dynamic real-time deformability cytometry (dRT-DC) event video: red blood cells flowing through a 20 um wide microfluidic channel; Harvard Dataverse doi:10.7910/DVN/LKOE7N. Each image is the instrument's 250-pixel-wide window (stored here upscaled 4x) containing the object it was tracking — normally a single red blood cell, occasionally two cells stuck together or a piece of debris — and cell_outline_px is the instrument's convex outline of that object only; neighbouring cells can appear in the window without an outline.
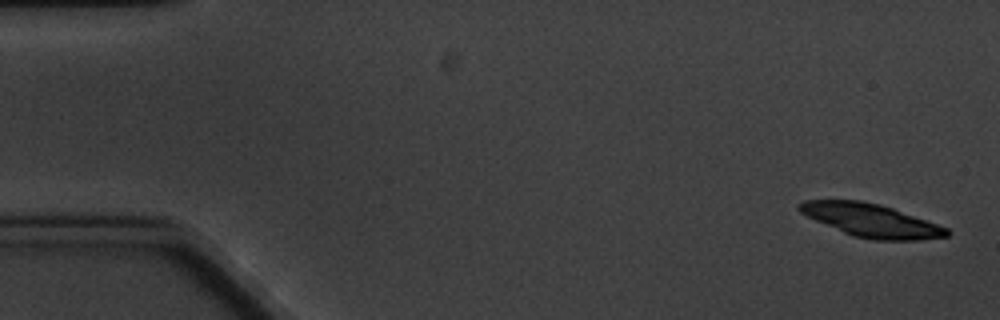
{"species": "common noctule bat (a hibernating species)", "species_latin": "Nyctalus noctula", "temperature_condition": "cold", "stored_images_in_passage": 8, "camera_frame_rate_fps": 3000, "um_per_image_px": 0.085, "animal": {"sex": "male", "body_mass_g": 20.1, "forearm_length_mm": 53.5}, "frame": {"image": 1, "passage_image": 1, "time_ms": 0.0, "image_size_px": [1000, 320], "cell_outline_px": [[948, 236], [920, 240], [872, 240], [852, 236], [816, 220], [800, 212], [796, 208], [796, 204], [804, 200], [860, 200], [880, 204], [892, 208], [948, 228]], "centroid_in_image_um": [74.01, 18.73], "position_along_channel_um": 11.0, "area_um2": 28.26}}
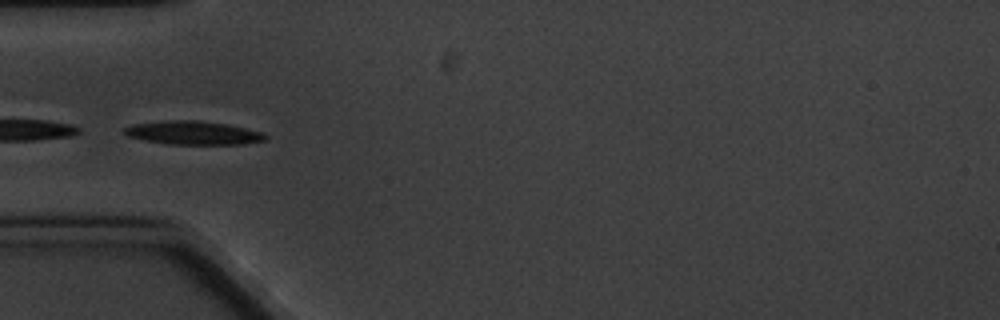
{"frame": {"image": 2, "passage_image": 6, "time_ms": 5.667, "image_size_px": [1000, 320], "cell_outline_px": [[268, 136], [264, 140], [244, 144], [168, 144], [144, 140], [128, 136], [124, 132], [124, 128], [132, 124], [164, 120], [200, 120], [228, 124], [260, 132]], "centroid_in_image_um": [16.39, 11.28], "position_along_channel_um": 68.6, "area_um2": 19.31}}